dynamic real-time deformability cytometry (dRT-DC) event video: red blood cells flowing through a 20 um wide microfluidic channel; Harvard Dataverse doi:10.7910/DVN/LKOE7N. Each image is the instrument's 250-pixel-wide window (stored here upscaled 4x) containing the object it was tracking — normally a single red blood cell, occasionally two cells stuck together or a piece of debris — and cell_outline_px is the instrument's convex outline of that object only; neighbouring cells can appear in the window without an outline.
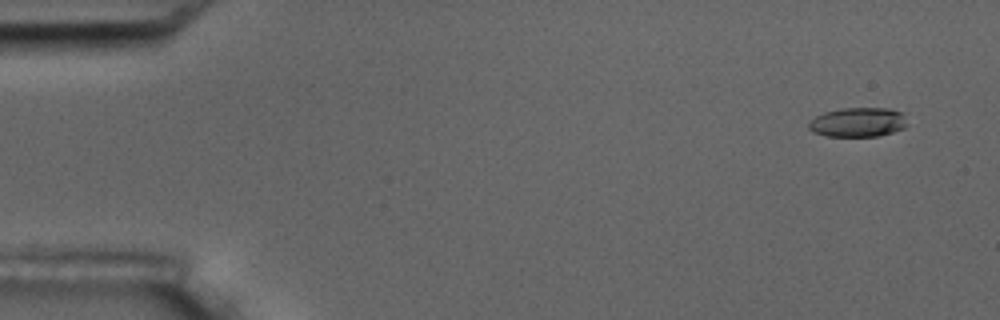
{"species": "common noctule bat (a hibernating species)", "species_latin": "Nyctalus noctula", "temperature_condition": "room temperature", "stored_images_in_passage": 4, "camera_frame_rate_fps": 3000, "um_per_image_px": 0.085, "animal": {"sex": "male", "body_mass_g": 17.5, "forearm_length_mm": 52.3}, "frame": {"image": 1, "passage_image": 1, "time_ms": 0.0, "image_size_px": [1000, 320], "cell_outline_px": [[908, 124], [904, 128], [892, 132], [876, 136], [824, 136], [812, 132], [808, 128], [808, 124], [816, 116], [824, 112], [844, 108], [888, 108], [904, 112]], "centroid_in_image_um": [72.95, 10.38], "position_along_channel_um": 12.0, "area_um2": 16.99}}
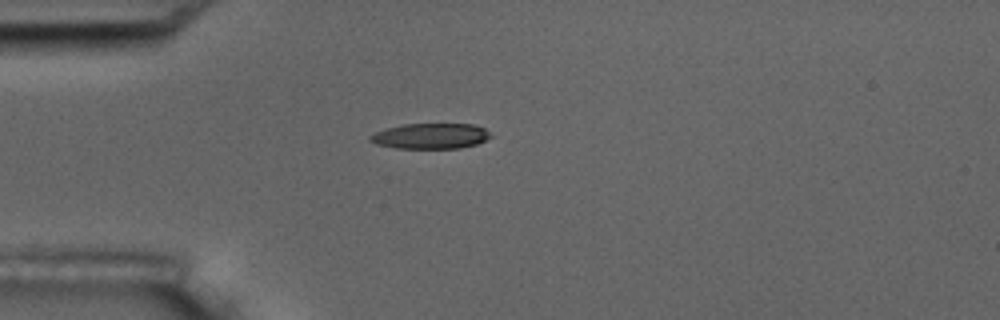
{"frame": {"image": 2, "passage_image": 4, "time_ms": 4.0, "image_size_px": [1000, 320], "cell_outline_px": [[492, 136], [476, 144], [460, 148], [396, 148], [376, 144], [368, 140], [368, 136], [384, 128], [404, 124], [472, 124], [484, 128]], "centroid_in_image_um": [36.55, 11.56], "position_along_channel_um": 48.4, "area_um2": 17.86}}